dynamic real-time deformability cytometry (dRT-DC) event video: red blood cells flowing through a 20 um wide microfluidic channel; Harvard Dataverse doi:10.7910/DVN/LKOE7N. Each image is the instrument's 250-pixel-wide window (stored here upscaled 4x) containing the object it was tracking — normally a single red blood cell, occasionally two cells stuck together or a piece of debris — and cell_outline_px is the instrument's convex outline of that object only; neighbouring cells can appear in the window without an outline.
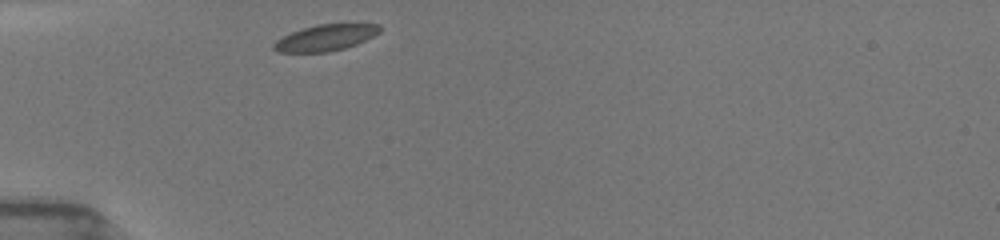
{"species": "common noctule bat (a hibernating species)", "species_latin": "Nyctalus noctula", "temperature_condition": "room temperature", "stored_images_in_passage": 31, "camera_frame_rate_fps": 3000, "um_per_image_px": 0.085, "animal": {"sex": "female", "body_mass_g": 19.5, "forearm_length_mm": 54.1}, "frame": {"image": 1, "passage_image": 1, "time_ms": 0.0, "image_size_px": [1000, 240], "cell_outline_px": [[380, 32], [356, 44], [344, 48], [328, 52], [276, 52], [272, 48], [272, 44], [276, 40], [292, 32], [316, 24], [380, 24]], "centroid_in_image_um": [27.63, 3.21], "position_along_channel_um": 57.4, "area_um2": 16.01}}
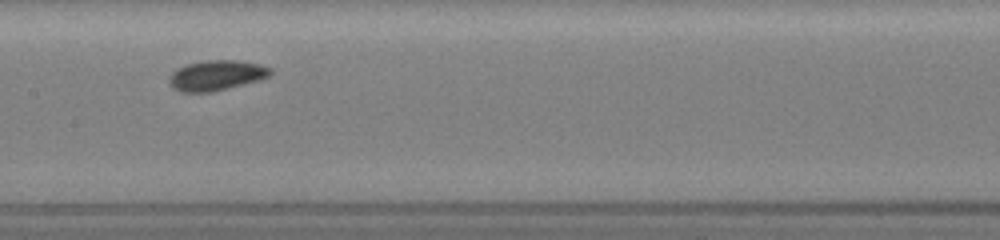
{"frame": {"image": 2, "passage_image": 12, "time_ms": 3.667, "image_size_px": [1000, 240], "cell_outline_px": [[272, 72], [268, 76], [256, 80], [228, 88], [212, 92], [180, 92], [172, 88], [168, 84], [168, 76], [172, 72], [188, 64], [204, 60], [236, 60], [260, 64], [272, 68]], "centroid_in_image_um": [18.34, 6.41], "position_along_channel_um": 189.1, "area_um2": 17.74}}
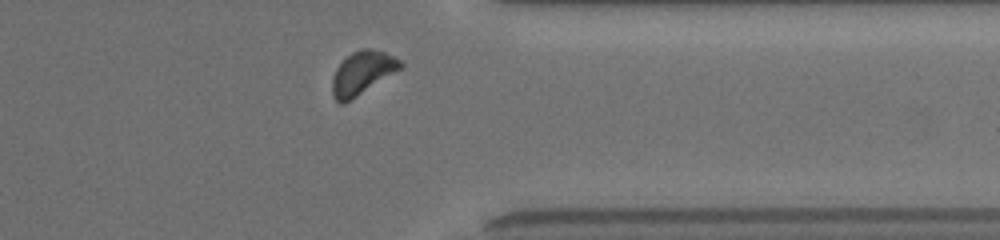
{"frame": {"image": 3, "passage_image": 27, "time_ms": 8.667, "image_size_px": [1000, 240], "cell_outline_px": [[404, 68], [344, 104], [340, 104], [332, 96], [332, 76], [336, 68], [352, 52], [360, 48], [368, 48], [384, 52], [400, 60], [404, 64]], "centroid_in_image_um": [30.81, 6.21], "position_along_channel_um": 380.6, "area_um2": 17.34}, "authors_computed_cell_mechanics": {"area_um2": 17.051, "velocity_mm_per_s": 3.903, "shape_relaxation_time_tau1_ms": 1.6818, "shape_relaxation_time_tau2_ms": null, "deformation_change_tau1": 0.0644, "deformation_change_tau2": null}}